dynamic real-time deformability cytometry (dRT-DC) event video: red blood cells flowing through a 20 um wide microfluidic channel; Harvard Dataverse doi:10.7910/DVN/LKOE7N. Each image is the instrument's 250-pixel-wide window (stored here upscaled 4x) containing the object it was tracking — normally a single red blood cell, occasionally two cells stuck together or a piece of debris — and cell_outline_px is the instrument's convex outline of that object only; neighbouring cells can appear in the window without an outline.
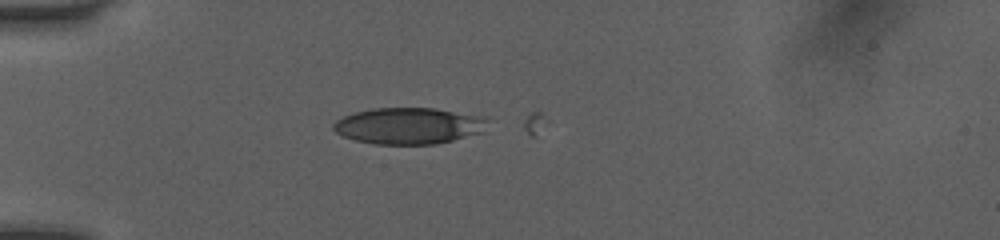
{"species": "human", "species_latin": "Homo sapiens", "temperature_condition": "room temperature", "stored_images_in_passage": 4, "camera_frame_rate_fps": 3000, "um_per_image_px": 0.085, "donor": {"sex": "female"}, "frame": {"image": 1, "passage_image": 2, "time_ms": 0.333, "image_size_px": [1000, 240], "cell_outline_px": [[488, 120], [480, 132], [452, 140], [436, 144], [376, 144], [356, 140], [344, 136], [336, 132], [332, 128], [332, 124], [336, 120], [344, 116], [356, 112], [372, 108], [432, 108], [472, 116]], "centroid_in_image_um": [34.62, 10.7], "position_along_channel_um": 50.4, "area_um2": 31.85}}